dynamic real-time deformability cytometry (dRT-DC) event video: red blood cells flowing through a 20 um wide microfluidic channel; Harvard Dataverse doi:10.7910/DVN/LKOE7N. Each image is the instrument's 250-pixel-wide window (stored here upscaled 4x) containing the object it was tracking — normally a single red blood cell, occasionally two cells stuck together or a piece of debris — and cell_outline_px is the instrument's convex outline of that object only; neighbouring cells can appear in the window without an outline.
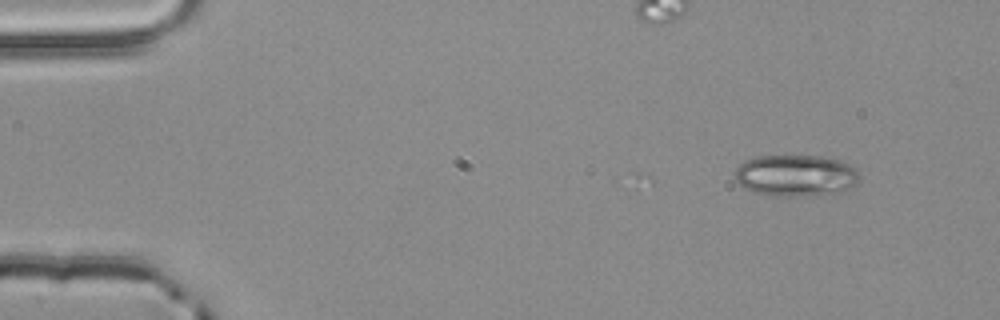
{"species": "common noctule bat (a hibernating species)", "species_latin": "Nyctalus noctula", "temperature_condition": "room temperature", "stored_images_in_passage": 2, "camera_frame_rate_fps": 3000, "um_per_image_px": 0.085, "animal": {"sex": "male", "body_mass_g": 20.4}, "frame": {"image": 1, "passage_image": 2, "time_ms": 0.333, "image_size_px": [1000, 320], "cell_outline_px": [[860, 176], [848, 188], [840, 192], [812, 196], [776, 196], [756, 192], [740, 184], [736, 180], [736, 168], [744, 160], [756, 156], [824, 156], [844, 160], [856, 168], [860, 172]], "centroid_in_image_um": [67.68, 14.9], "position_along_channel_um": 17.3, "area_um2": 30.23}}